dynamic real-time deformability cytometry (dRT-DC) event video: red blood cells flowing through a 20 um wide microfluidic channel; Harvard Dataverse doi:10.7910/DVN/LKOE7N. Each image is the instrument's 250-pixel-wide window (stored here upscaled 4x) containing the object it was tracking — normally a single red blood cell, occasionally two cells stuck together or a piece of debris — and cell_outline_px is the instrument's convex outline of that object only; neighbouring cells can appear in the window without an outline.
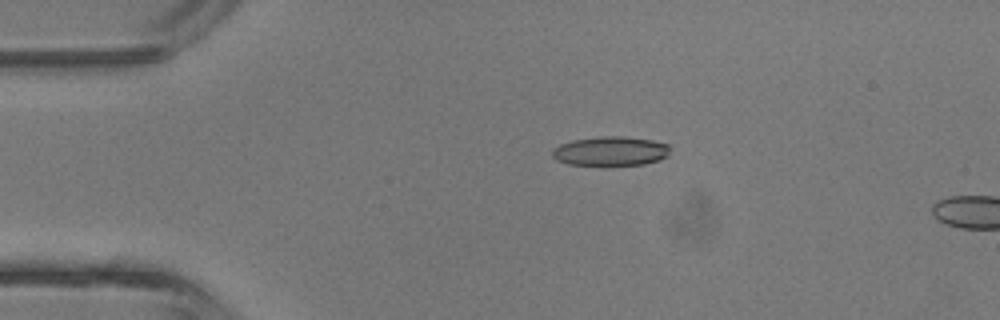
{"species": "common noctule bat (a hibernating species)", "species_latin": "Nyctalus noctula", "temperature_condition": "room temperature", "stored_images_in_passage": 4, "camera_frame_rate_fps": 3000, "um_per_image_px": 0.085, "animal": {"sex": "male", "body_mass_g": 13.3}, "frame": {"image": 1, "passage_image": 3, "time_ms": 2.333, "image_size_px": [1000, 320], "cell_outline_px": [[668, 156], [660, 160], [644, 164], [604, 168], [568, 164], [556, 160], [552, 156], [552, 148], [560, 144], [572, 140], [600, 136], [624, 136], [652, 140], [668, 144]], "centroid_in_image_um": [51.86, 12.89], "position_along_channel_um": 33.1, "area_um2": 21.04}}